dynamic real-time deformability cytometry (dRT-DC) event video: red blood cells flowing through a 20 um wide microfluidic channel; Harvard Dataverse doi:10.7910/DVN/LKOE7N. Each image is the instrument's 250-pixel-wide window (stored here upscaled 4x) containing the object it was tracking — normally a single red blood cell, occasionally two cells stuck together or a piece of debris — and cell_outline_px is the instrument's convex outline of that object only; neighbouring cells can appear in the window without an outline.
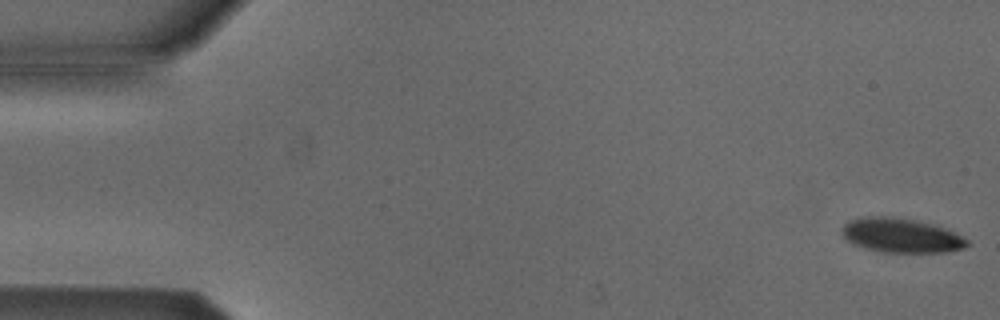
{"species": "Egyptian fruit bat (a non-hibernating species)", "species_latin": "Rousettus aegyptiacus", "temperature_condition": "cold", "stored_images_in_passage": 7, "camera_frame_rate_fps": 3000, "um_per_image_px": 0.085, "animal": {"sex": "male"}, "frame": {"image": 1, "passage_image": 1, "time_ms": 0.0, "image_size_px": [1000, 320], "cell_outline_px": [[972, 244], [964, 248], [944, 252], [884, 252], [852, 244], [840, 232], [844, 224], [848, 220], [860, 216], [892, 216], [932, 224], [956, 232], [968, 240]], "centroid_in_image_um": [76.59, 20.0], "position_along_channel_um": 8.4, "area_um2": 25.14}}
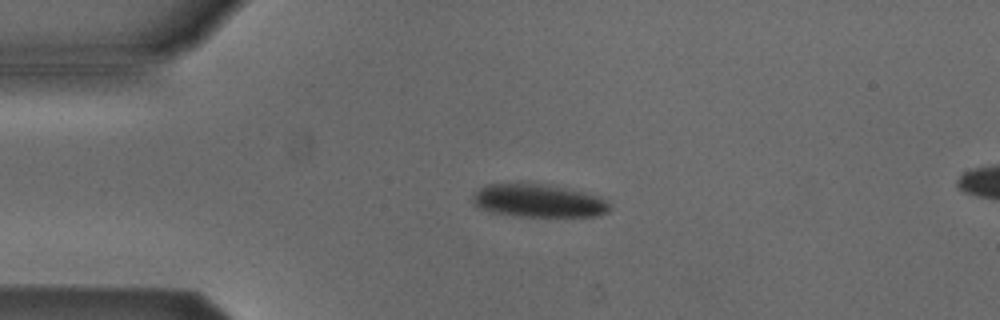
{"frame": {"image": 2, "passage_image": 4, "time_ms": 3.667, "image_size_px": [1000, 320], "cell_outline_px": [[612, 208], [608, 212], [600, 216], [520, 216], [492, 212], [480, 208], [472, 204], [472, 196], [484, 184], [520, 180], [548, 184], [600, 196]], "centroid_in_image_um": [45.71, 17.01], "position_along_channel_um": 39.3, "area_um2": 27.17}}
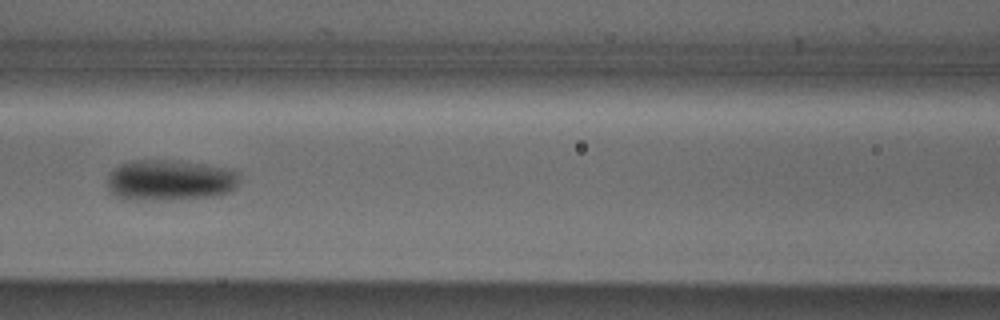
{"frame": {"image": 3, "passage_image": 7, "time_ms": 7.333, "image_size_px": [1000, 320], "cell_outline_px": [[240, 172], [236, 188], [220, 196], [164, 200], [132, 200], [116, 196], [108, 188], [108, 172], [112, 168], [128, 160], [180, 160], [228, 168]], "centroid_in_image_um": [14.45, 15.31], "position_along_channel_um": 152.2, "area_um2": 32.14}}